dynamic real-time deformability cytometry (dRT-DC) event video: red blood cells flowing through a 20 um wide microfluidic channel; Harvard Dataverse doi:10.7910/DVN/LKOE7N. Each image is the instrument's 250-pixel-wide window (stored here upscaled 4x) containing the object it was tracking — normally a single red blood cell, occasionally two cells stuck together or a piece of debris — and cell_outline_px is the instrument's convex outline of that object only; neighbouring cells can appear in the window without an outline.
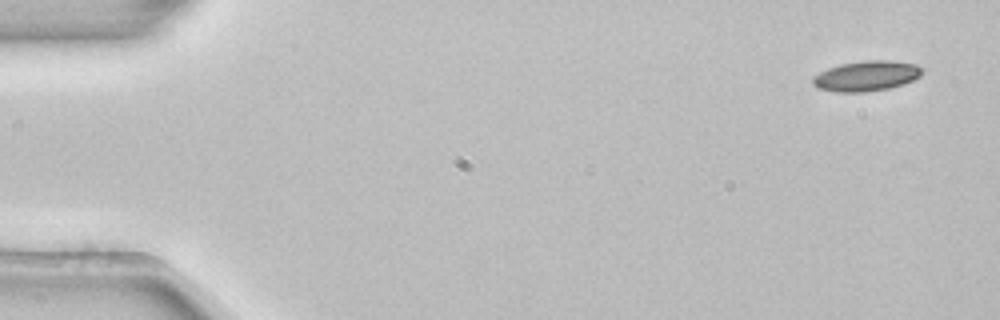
{"species": "common noctule bat (a hibernating species)", "species_latin": "Nyctalus noctula", "temperature_condition": "room temperature", "stored_images_in_passage": 4, "camera_frame_rate_fps": 3000, "um_per_image_px": 0.085, "animal": {"sex": "female", "body_mass_g": 22.7, "forearm_length_mm": 54.2}, "frame": {"image": 1, "passage_image": 1, "time_ms": 0.0, "image_size_px": [1000, 320], "cell_outline_px": [[920, 76], [904, 84], [888, 88], [864, 92], [836, 92], [816, 88], [812, 84], [812, 76], [828, 68], [840, 64], [868, 60], [892, 60], [916, 64], [920, 68]], "centroid_in_image_um": [73.59, 6.46], "position_along_channel_um": 11.4, "area_um2": 19.25}}
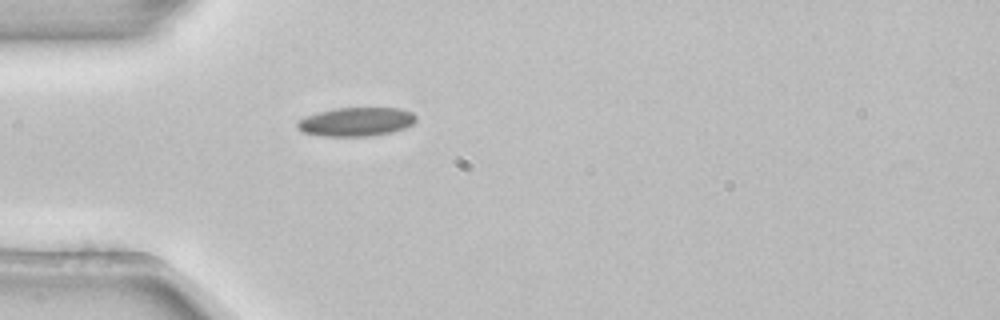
{"frame": {"image": 2, "passage_image": 4, "time_ms": 1.0, "image_size_px": [1000, 320], "cell_outline_px": [[416, 120], [412, 124], [404, 128], [392, 132], [372, 136], [320, 136], [304, 132], [296, 128], [296, 120], [316, 112], [336, 108], [400, 108], [412, 112], [416, 116]], "centroid_in_image_um": [30.24, 10.35], "position_along_channel_um": 54.8, "area_um2": 20.11}}